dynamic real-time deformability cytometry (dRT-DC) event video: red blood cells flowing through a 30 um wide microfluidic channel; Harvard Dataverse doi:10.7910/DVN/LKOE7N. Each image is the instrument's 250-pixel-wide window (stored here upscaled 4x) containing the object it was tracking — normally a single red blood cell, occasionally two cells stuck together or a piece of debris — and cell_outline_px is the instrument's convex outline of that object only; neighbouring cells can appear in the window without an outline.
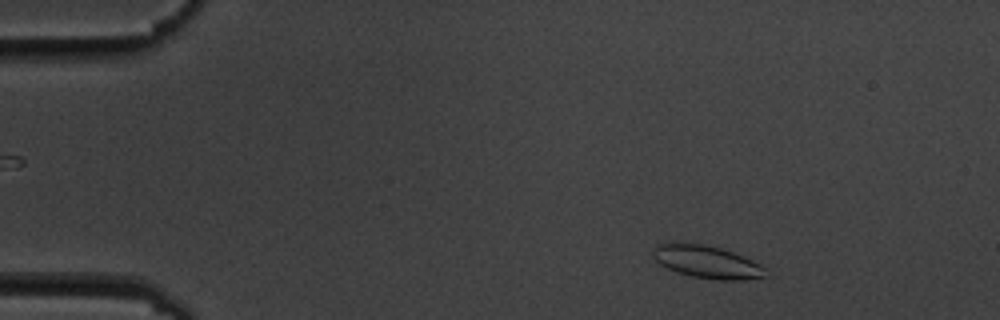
{"species": "common noctule bat (a hibernating species)", "species_latin": "Nyctalus noctula", "temperature_condition": "cold", "stored_images_in_passage": 4, "camera_frame_rate_fps": 3000, "um_per_image_px": 0.085, "animal": {"sex": "male", "body_mass_g": 19.5, "forearm_length_mm": 54.6}, "frame": {"image": 1, "passage_image": 1, "time_ms": 0.0, "image_size_px": [1000, 320], "cell_outline_px": [[768, 276], [744, 280], [716, 280], [692, 276], [676, 272], [660, 264], [652, 256], [652, 248], [668, 240], [680, 240], [704, 244], [720, 248], [744, 256], [760, 264], [764, 268]], "centroid_in_image_um": [60.03, 22.22], "position_along_channel_um": 25.0, "area_um2": 22.02}}
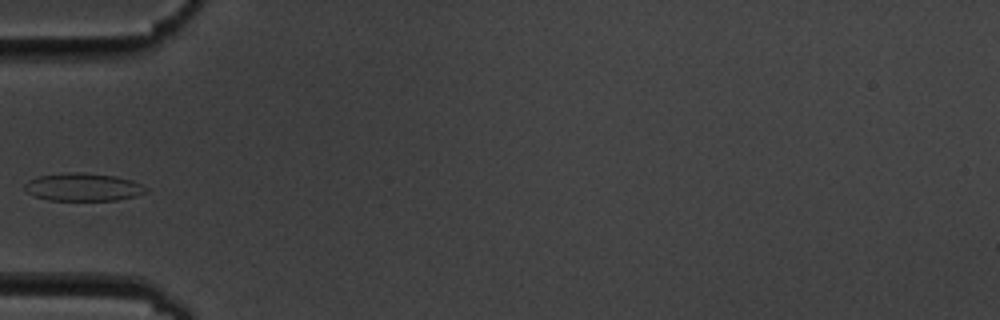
{"frame": {"image": 2, "passage_image": 4, "time_ms": 3.667, "image_size_px": [1000, 320], "cell_outline_px": [[148, 192], [136, 196], [116, 200], [48, 200], [36, 196], [28, 192], [24, 188], [24, 184], [28, 180], [36, 176], [64, 172], [84, 172], [116, 176], [132, 180], [148, 188]], "centroid_in_image_um": [7.07, 15.89], "position_along_channel_um": 77.9, "area_um2": 19.88}}